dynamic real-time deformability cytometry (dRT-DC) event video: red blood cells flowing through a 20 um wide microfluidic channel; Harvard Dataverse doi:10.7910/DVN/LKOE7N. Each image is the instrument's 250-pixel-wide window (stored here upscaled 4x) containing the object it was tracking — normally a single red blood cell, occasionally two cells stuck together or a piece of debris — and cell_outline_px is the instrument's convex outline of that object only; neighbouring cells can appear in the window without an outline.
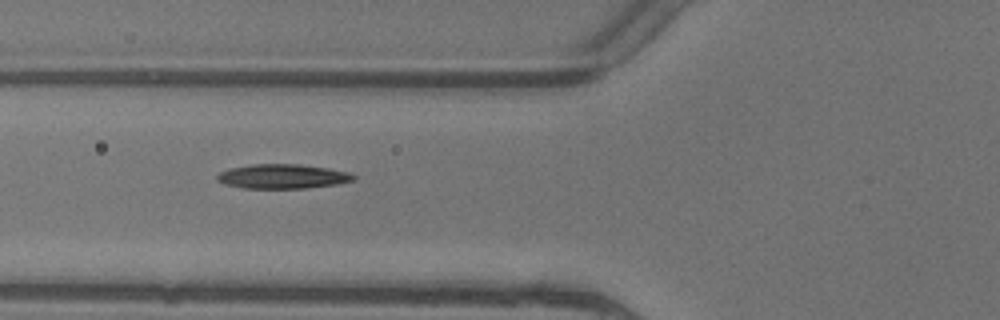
{"species": "common noctule bat (a hibernating species)", "species_latin": "Nyctalus noctula", "temperature_condition": "warm", "stored_images_in_passage": 7, "camera_frame_rate_fps": 3000, "um_per_image_px": 0.085, "animal": {"sex": "female"}, "frame": {"image": 1, "passage_image": 6, "time_ms": 1.667, "image_size_px": [1000, 320], "cell_outline_px": [[356, 180], [336, 184], [304, 188], [244, 188], [224, 184], [216, 180], [216, 176], [220, 172], [232, 168], [252, 164], [300, 164], [328, 168], [348, 172], [356, 176]], "centroid_in_image_um": [24.03, 14.99], "position_along_channel_um": 101.8, "area_um2": 19.36}}
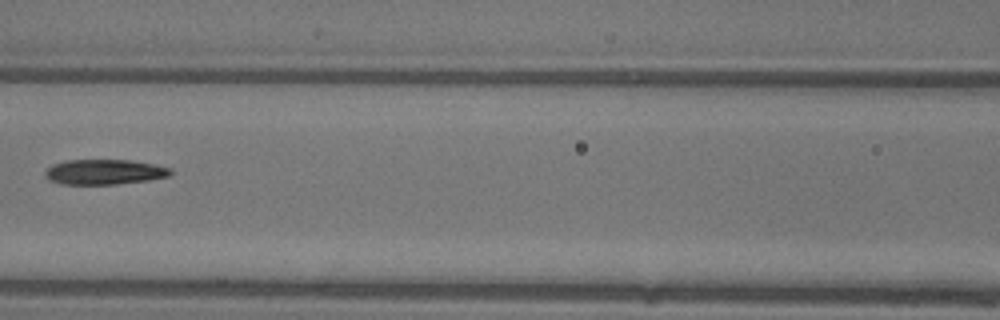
{"frame": {"image": 2, "passage_image": 7, "time_ms": 2.0, "image_size_px": [1000, 320], "cell_outline_px": [[172, 172], [168, 176], [148, 180], [116, 184], [60, 184], [48, 180], [44, 176], [44, 172], [52, 164], [64, 160], [128, 160], [156, 164], [172, 168]], "centroid_in_image_um": [8.84, 14.61], "position_along_channel_um": 157.8, "area_um2": 18.5}}